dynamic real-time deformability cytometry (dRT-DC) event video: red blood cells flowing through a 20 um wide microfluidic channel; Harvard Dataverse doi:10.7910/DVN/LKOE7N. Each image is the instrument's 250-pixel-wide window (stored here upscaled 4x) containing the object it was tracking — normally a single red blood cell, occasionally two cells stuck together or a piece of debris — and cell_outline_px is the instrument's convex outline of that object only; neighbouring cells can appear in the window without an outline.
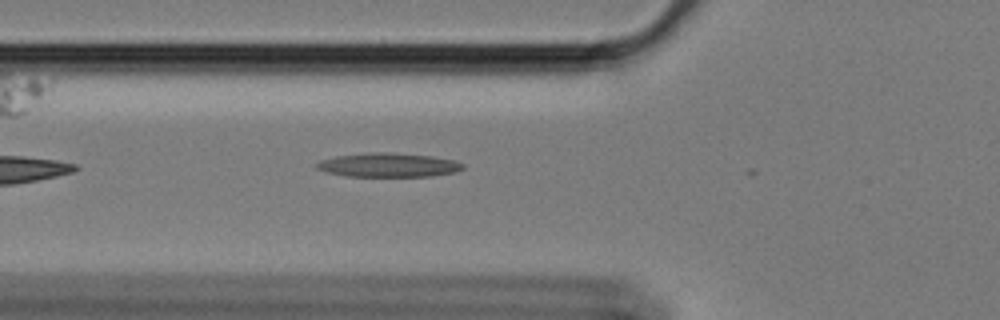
{"species": "Egyptian fruit bat (a non-hibernating species)", "species_latin": "Rousettus aegyptiacus", "temperature_condition": "cold", "stored_images_in_passage": 27, "camera_frame_rate_fps": 3000, "um_per_image_px": 0.085, "animal": {"sex": "female"}, "frame": {"image": 1, "passage_image": 3, "time_ms": 0.667, "image_size_px": [1000, 320], "cell_outline_px": [[464, 168], [456, 172], [428, 176], [348, 176], [328, 172], [316, 168], [316, 164], [320, 160], [336, 156], [372, 152], [392, 152], [432, 156], [452, 160], [464, 164]], "centroid_in_image_um": [33.02, 14.02], "position_along_channel_um": 92.8, "area_um2": 20.29}}
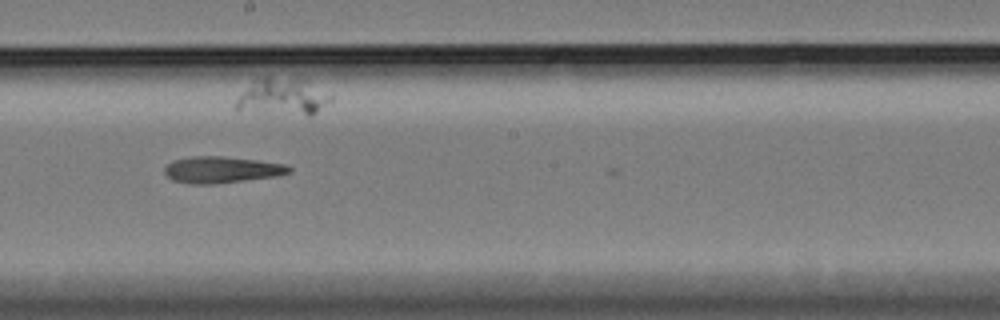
{"frame": {"image": 2, "passage_image": 15, "time_ms": 4.667, "image_size_px": [1000, 320], "cell_outline_px": [[292, 172], [280, 176], [212, 184], [192, 184], [172, 180], [164, 172], [164, 168], [172, 160], [192, 156], [220, 156], [256, 160], [284, 164], [292, 168]], "centroid_in_image_um": [18.85, 14.43], "position_along_channel_um": 229.3, "area_um2": 19.25}}
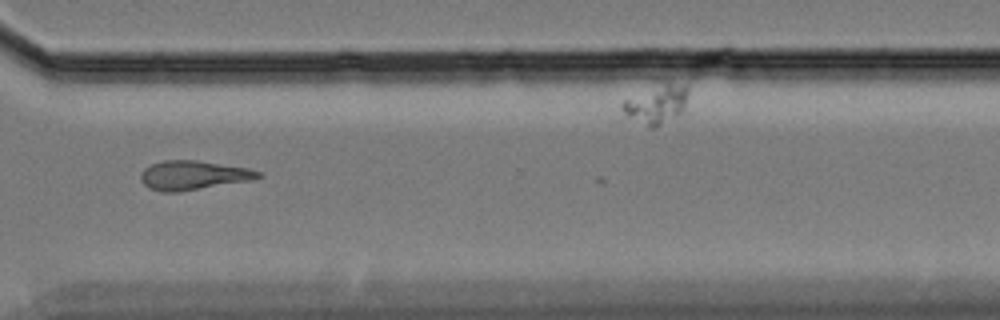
{"frame": {"image": 3, "passage_image": 26, "time_ms": 8.333, "image_size_px": [1000, 320], "cell_outline_px": [[264, 176], [252, 180], [176, 192], [160, 192], [148, 188], [144, 184], [140, 176], [140, 172], [144, 168], [152, 164], [164, 160], [196, 160], [248, 168], [260, 172]], "centroid_in_image_um": [16.41, 14.89], "position_along_channel_um": 354.2, "area_um2": 19.88}}